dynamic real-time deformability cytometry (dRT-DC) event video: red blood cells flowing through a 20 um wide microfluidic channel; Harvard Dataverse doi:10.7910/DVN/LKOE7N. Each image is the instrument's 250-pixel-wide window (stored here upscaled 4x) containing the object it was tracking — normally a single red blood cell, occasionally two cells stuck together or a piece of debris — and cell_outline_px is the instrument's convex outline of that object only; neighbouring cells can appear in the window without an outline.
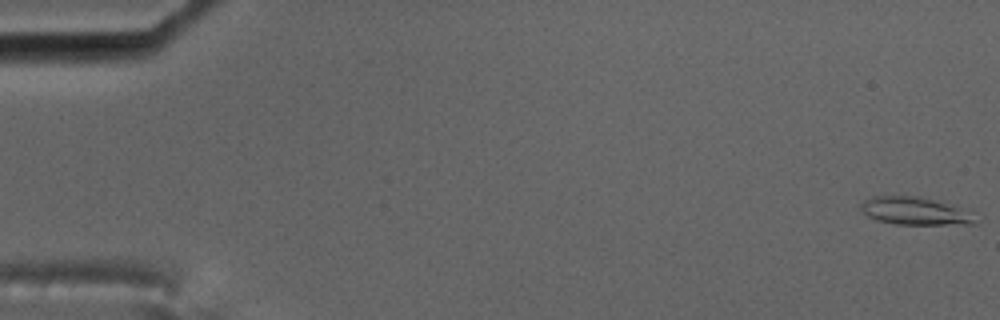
{"species": "common noctule bat (a hibernating species)", "species_latin": "Nyctalus noctula", "temperature_condition": "cold", "stored_images_in_passage": 58, "camera_frame_rate_fps": 3000, "um_per_image_px": 0.085, "animal": {"sex": "male", "body_mass_g": 17.5, "forearm_length_mm": 52.3}, "frame": {"image": 1, "passage_image": 1, "time_ms": 0.0, "image_size_px": [1000, 320], "cell_outline_px": [[976, 224], [896, 224], [876, 220], [868, 216], [860, 208], [860, 204], [864, 200], [872, 196], [920, 196], [972, 208]], "centroid_in_image_um": [77.87, 17.92], "position_along_channel_um": 7.1, "area_um2": 19.02}}
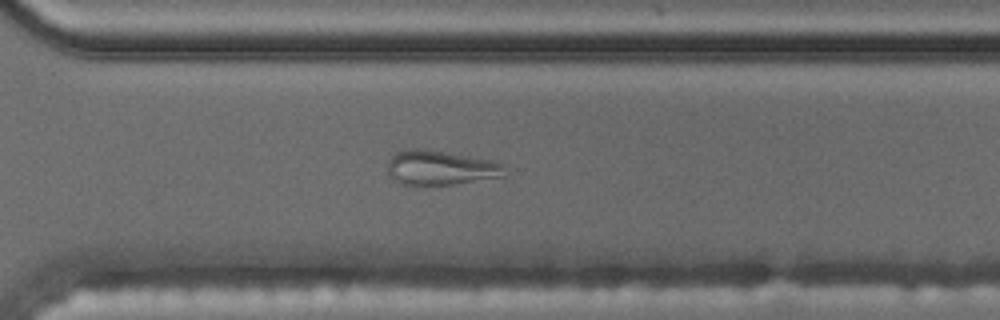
{"frame": {"image": 2, "passage_image": 42, "time_ms": 13.667, "image_size_px": [1000, 320], "cell_outline_px": [[508, 176], [452, 184], [400, 184], [388, 176], [388, 160], [396, 152], [412, 148], [420, 148], [492, 160], [500, 164]], "centroid_in_image_um": [37.41, 14.26], "position_along_channel_um": 333.2, "area_um2": 23.35}}
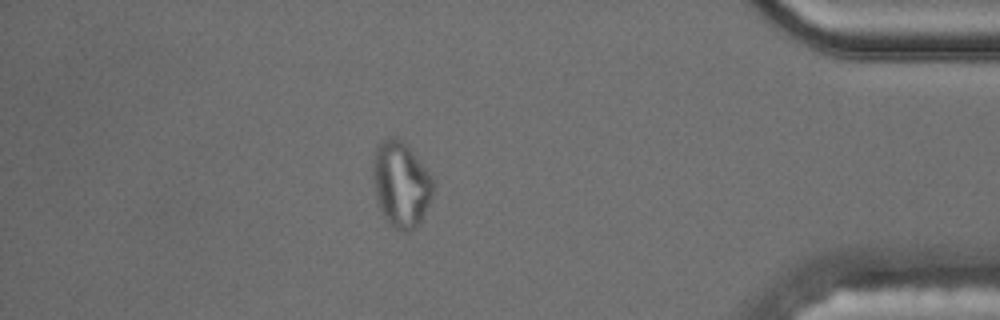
{"frame": {"image": 3, "passage_image": 51, "time_ms": 16.667, "image_size_px": [1000, 320], "cell_outline_px": [[432, 196], [420, 224], [404, 232], [396, 228], [384, 216], [376, 200], [372, 176], [372, 168], [376, 144], [384, 140], [400, 140], [416, 156], [428, 172], [432, 180]], "centroid_in_image_um": [34.05, 15.69], "position_along_channel_um": 401.1, "area_um2": 29.25}, "authors_computed_cell_mechanics": {"area_um2": 17.1088, "velocity_mm_per_s": 3.494, "shape_relaxation_time_tau1_ms": null, "shape_relaxation_time_tau2_ms": 3.3855, "deformation_change_tau1": null, "deformation_change_tau2": 0.1142}}